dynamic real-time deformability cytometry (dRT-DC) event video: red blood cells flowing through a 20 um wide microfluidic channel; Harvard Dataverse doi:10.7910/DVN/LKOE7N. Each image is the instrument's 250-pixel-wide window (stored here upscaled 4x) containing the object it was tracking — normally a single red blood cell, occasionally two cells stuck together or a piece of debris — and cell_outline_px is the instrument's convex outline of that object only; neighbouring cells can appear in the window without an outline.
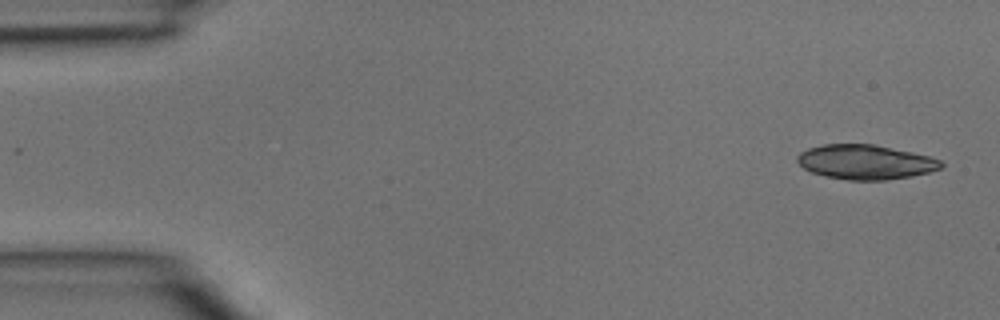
{"species": "common noctule bat (a hibernating species)", "species_latin": "Nyctalus noctula", "temperature_condition": "room temperature", "stored_images_in_passage": 4, "camera_frame_rate_fps": 3000, "um_per_image_px": 0.085, "animal": {"sex": "male", "body_mass_g": 15.6}, "frame": {"image": 1, "passage_image": 1, "time_ms": 0.0, "image_size_px": [1000, 320], "cell_outline_px": [[944, 164], [940, 168], [928, 172], [912, 176], [888, 180], [848, 180], [828, 176], [812, 172], [804, 168], [796, 160], [796, 156], [800, 152], [808, 148], [824, 144], [872, 144], [912, 152], [928, 156], [940, 160]], "centroid_in_image_um": [73.55, 13.77], "position_along_channel_um": 11.5, "area_um2": 28.78}}